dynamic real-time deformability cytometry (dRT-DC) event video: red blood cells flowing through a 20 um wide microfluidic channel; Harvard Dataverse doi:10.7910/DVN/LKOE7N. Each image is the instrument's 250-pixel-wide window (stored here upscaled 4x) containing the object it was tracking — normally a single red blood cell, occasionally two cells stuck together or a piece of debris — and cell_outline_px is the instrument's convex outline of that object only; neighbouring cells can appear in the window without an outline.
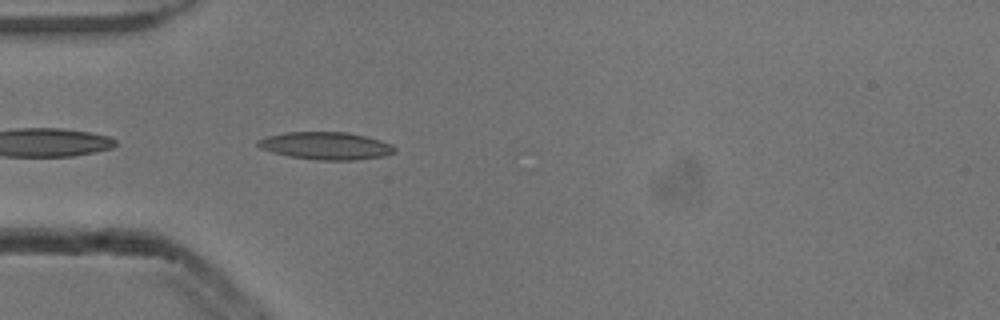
{"species": "common noctule bat (a hibernating species)", "species_latin": "Nyctalus noctula", "temperature_condition": "cold", "stored_images_in_passage": 4, "camera_frame_rate_fps": 3000, "um_per_image_px": 0.085, "animal": {"sex": "male", "body_mass_g": 13.3}, "frame": {"image": 1, "passage_image": 4, "time_ms": 1.0, "image_size_px": [1000, 320], "cell_outline_px": [[396, 152], [384, 156], [356, 160], [316, 160], [288, 156], [272, 152], [260, 148], [256, 144], [256, 140], [268, 136], [288, 132], [348, 132], [380, 140], [392, 144], [396, 148]], "centroid_in_image_um": [27.71, 12.4], "position_along_channel_um": 57.3, "area_um2": 22.02}}